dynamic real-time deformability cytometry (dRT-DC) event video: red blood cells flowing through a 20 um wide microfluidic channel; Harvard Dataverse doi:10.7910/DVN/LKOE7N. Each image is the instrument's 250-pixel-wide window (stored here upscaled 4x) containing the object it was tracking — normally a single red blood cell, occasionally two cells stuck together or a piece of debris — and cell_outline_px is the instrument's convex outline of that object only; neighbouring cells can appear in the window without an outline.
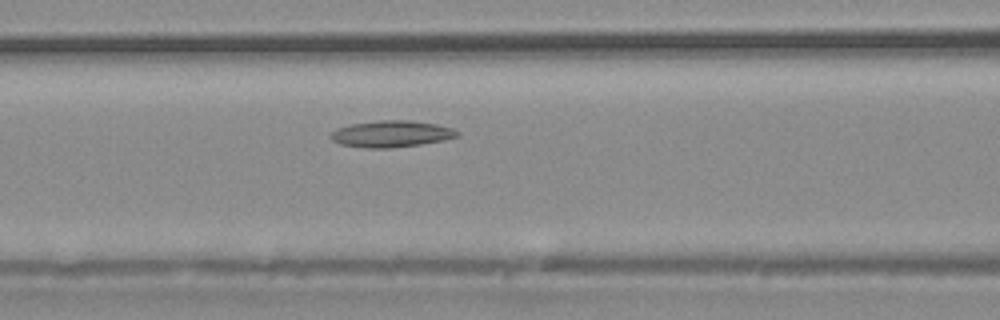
{"species": "common noctule bat (a hibernating species)", "species_latin": "Nyctalus noctula", "temperature_condition": "warm", "stored_images_in_passage": 36, "camera_frame_rate_fps": 3000, "um_per_image_px": 0.085, "animal": {"sex": "male", "body_mass_g": 20.4}, "frame": {"image": 1, "passage_image": 14, "time_ms": 4.333, "image_size_px": [1000, 320], "cell_outline_px": [[460, 136], [444, 140], [420, 144], [388, 148], [364, 148], [340, 144], [332, 140], [328, 136], [336, 128], [348, 124], [380, 120], [408, 120], [436, 124], [452, 128], [460, 132]], "centroid_in_image_um": [33.24, 11.37], "position_along_channel_um": 133.4, "area_um2": 19.71}}
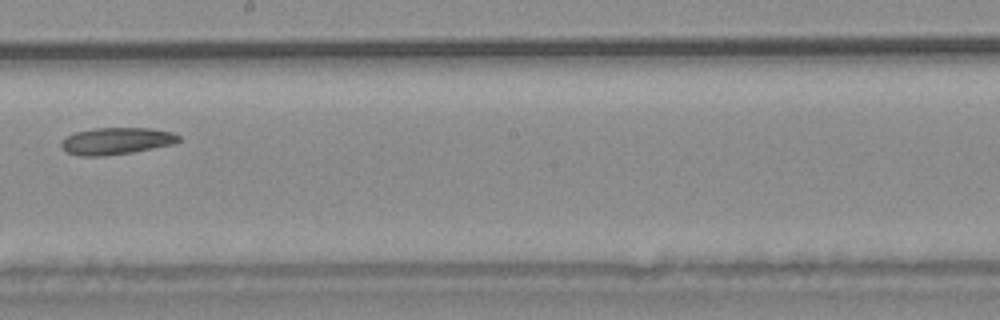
{"frame": {"image": 2, "passage_image": 20, "time_ms": 6.333, "image_size_px": [1000, 320], "cell_outline_px": [[180, 140], [172, 144], [132, 152], [104, 156], [80, 156], [68, 152], [60, 148], [60, 140], [76, 132], [96, 128], [152, 128], [172, 132], [180, 136]], "centroid_in_image_um": [9.86, 11.98], "position_along_channel_um": 238.3, "area_um2": 18.38}}
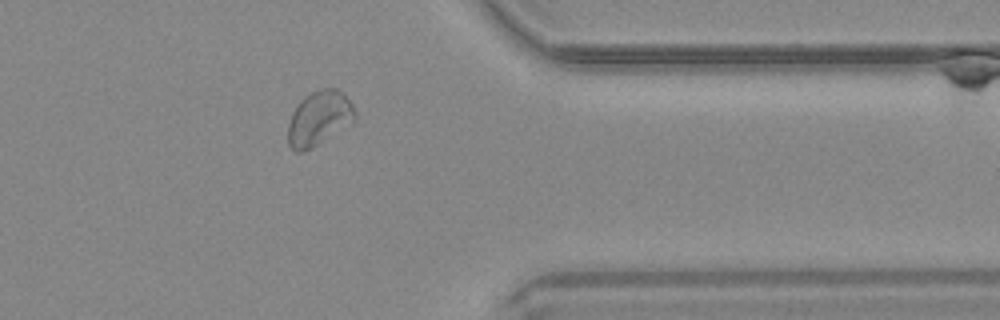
{"frame": {"image": 3, "passage_image": 29, "time_ms": 9.333, "image_size_px": [1000, 320], "cell_outline_px": [[356, 116], [352, 120], [316, 144], [300, 152], [296, 152], [288, 144], [288, 124], [292, 112], [296, 104], [304, 96], [320, 88], [336, 88], [352, 104], [356, 112]], "centroid_in_image_um": [27.05, 10.0], "position_along_channel_um": 384.3, "area_um2": 20.46}}